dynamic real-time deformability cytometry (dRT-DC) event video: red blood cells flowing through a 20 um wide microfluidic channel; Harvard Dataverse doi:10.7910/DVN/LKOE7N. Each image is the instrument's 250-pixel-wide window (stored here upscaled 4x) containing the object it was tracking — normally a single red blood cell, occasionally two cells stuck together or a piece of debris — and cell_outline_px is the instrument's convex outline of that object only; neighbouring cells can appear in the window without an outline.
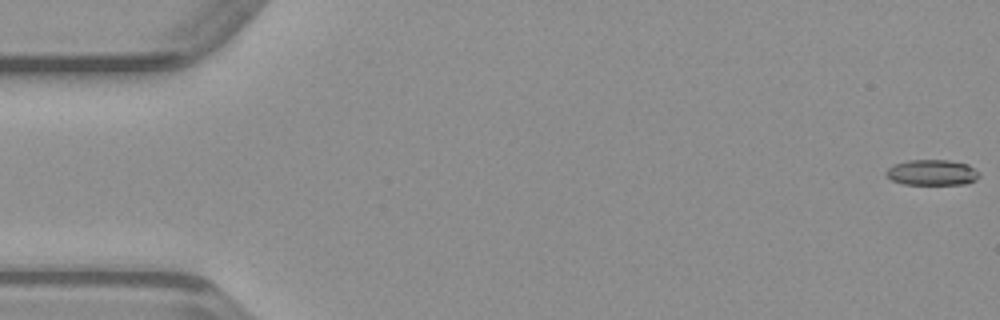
{"species": "common noctule bat (a hibernating species)", "species_latin": "Nyctalus noctula", "temperature_condition": "warm", "stored_images_in_passage": 50, "camera_frame_rate_fps": 3000, "um_per_image_px": 0.085, "animal": {"sex": "male", "body_mass_g": 23.1, "forearm_length_mm": 52.7}, "frame": {"image": 1, "passage_image": 1, "time_ms": 0.0, "image_size_px": [1000, 320], "cell_outline_px": [[980, 176], [976, 180], [968, 184], [904, 184], [892, 180], [884, 172], [892, 164], [908, 160], [948, 160], [968, 164], [980, 172]], "centroid_in_image_um": [79.25, 14.66], "position_along_channel_um": 5.8, "area_um2": 14.05}}
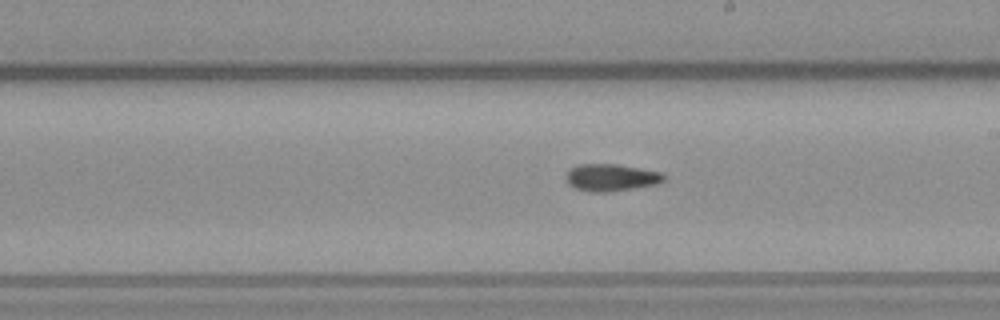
{"frame": {"image": 2, "passage_image": 28, "time_ms": 9.0, "image_size_px": [1000, 320], "cell_outline_px": [[664, 180], [660, 184], [608, 192], [588, 192], [576, 188], [568, 184], [564, 176], [572, 168], [580, 164], [616, 164], [660, 172], [664, 176]], "centroid_in_image_um": [51.93, 15.1], "position_along_channel_um": 237.1, "area_um2": 15.43}}
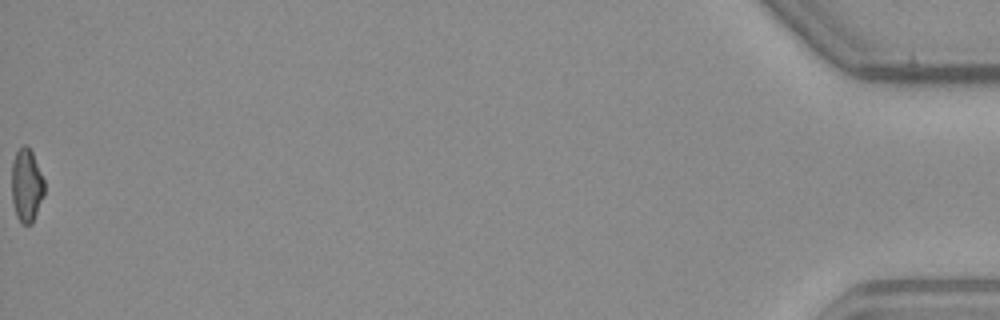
{"frame": {"image": 3, "passage_image": 50, "time_ms": 16.333, "image_size_px": [1000, 320], "cell_outline_px": [[44, 196], [32, 224], [20, 224], [16, 216], [12, 200], [12, 164], [16, 152], [24, 144], [28, 144], [32, 152], [44, 180]], "centroid_in_image_um": [2.26, 15.78], "position_along_channel_um": 432.9, "area_um2": 14.05}}